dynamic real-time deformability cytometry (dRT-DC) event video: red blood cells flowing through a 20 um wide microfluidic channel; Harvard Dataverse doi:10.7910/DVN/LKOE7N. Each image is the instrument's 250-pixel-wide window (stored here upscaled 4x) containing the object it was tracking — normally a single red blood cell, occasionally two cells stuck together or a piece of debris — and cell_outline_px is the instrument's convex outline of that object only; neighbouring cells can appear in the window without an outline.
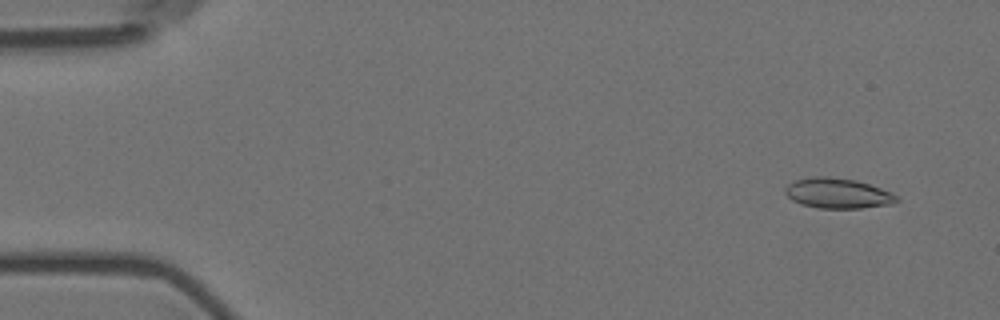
{"species": "Egyptian fruit bat (a non-hibernating species)", "species_latin": "Rousettus aegyptiacus", "temperature_condition": "room temperature", "stored_images_in_passage": 53, "camera_frame_rate_fps": 3000, "um_per_image_px": 0.085, "animal": {"sex": "female"}, "frame": {"image": 1, "passage_image": 4, "time_ms": 1.0, "image_size_px": [1000, 320], "cell_outline_px": [[900, 200], [892, 204], [860, 208], [816, 208], [800, 204], [792, 200], [784, 192], [784, 188], [788, 184], [796, 180], [812, 176], [828, 176], [856, 180], [892, 192]], "centroid_in_image_um": [71.19, 16.43], "position_along_channel_um": 13.8, "area_um2": 19.71}}
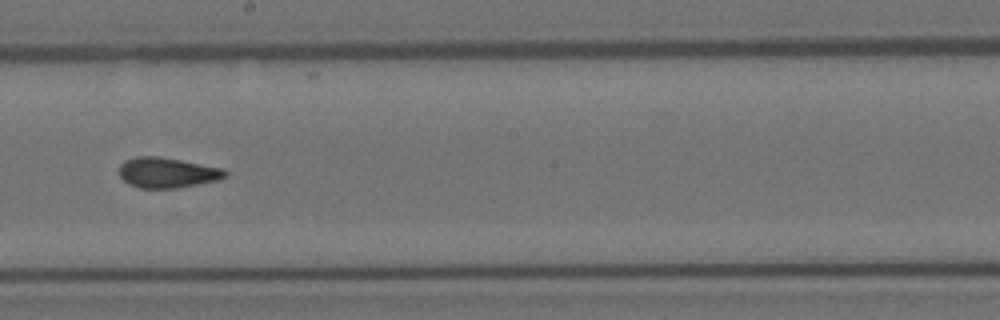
{"frame": {"image": 2, "passage_image": 32, "time_ms": 10.333, "image_size_px": [1000, 320], "cell_outline_px": [[228, 176], [220, 180], [176, 188], [140, 188], [128, 184], [120, 176], [120, 164], [124, 160], [136, 156], [156, 156], [180, 160], [224, 168], [228, 172]], "centroid_in_image_um": [14.24, 14.67], "position_along_channel_um": 234.0, "area_um2": 18.84}}
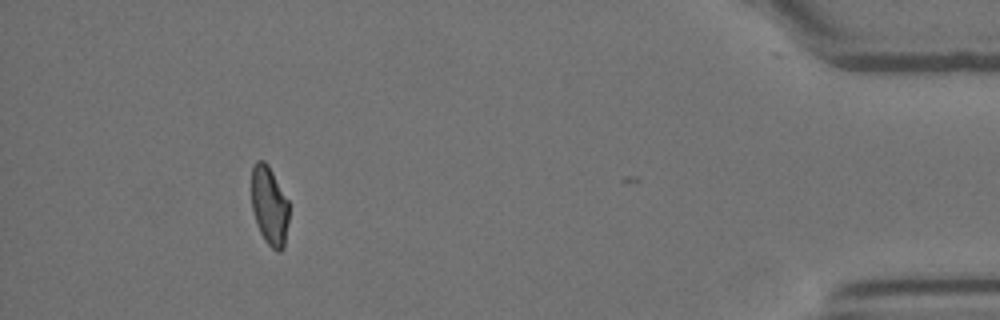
{"frame": {"image": 3, "passage_image": 52, "time_ms": 17.0, "image_size_px": [1000, 320], "cell_outline_px": [[288, 220], [284, 248], [280, 252], [276, 252], [264, 240], [256, 224], [252, 208], [252, 168], [256, 160], [264, 160], [268, 164], [288, 200]], "centroid_in_image_um": [22.89, 17.5], "position_along_channel_um": 412.3, "area_um2": 17.28}, "authors_computed_cell_mechanics": {"area_um2": 18.7272, "velocity_mm_per_s": 3.588, "shape_relaxation_time_tau1_ms": 9.1917, "shape_relaxation_time_tau2_ms": 1.5516, "deformation_change_tau1": 0.2068, "deformation_change_tau2": 0.0898}}